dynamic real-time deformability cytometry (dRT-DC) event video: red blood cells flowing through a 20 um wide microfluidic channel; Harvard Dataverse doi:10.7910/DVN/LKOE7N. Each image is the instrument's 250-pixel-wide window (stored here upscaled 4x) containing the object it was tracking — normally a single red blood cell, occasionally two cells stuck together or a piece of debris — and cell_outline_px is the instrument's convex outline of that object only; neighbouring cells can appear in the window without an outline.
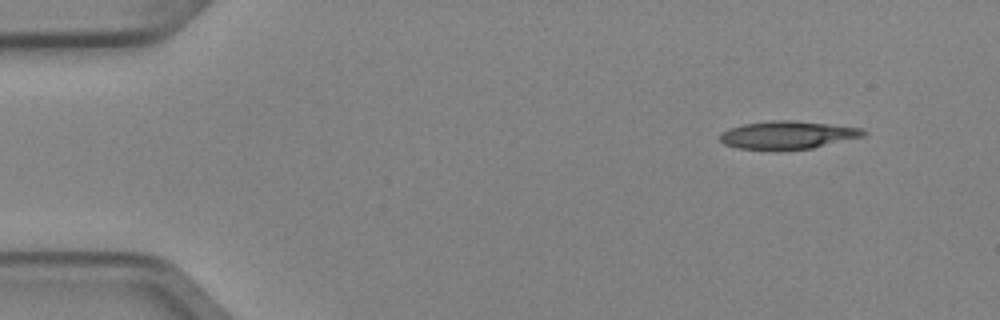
{"species": "Egyptian fruit bat (a non-hibernating species)", "species_latin": "Rousettus aegyptiacus", "temperature_condition": "cold", "stored_images_in_passage": 3, "camera_frame_rate_fps": 3000, "um_per_image_px": 0.085, "animal": {"sex": "female"}, "frame": {"image": 1, "passage_image": 3, "time_ms": 0.667, "image_size_px": [1000, 320], "cell_outline_px": [[868, 132], [864, 136], [812, 148], [776, 152], [736, 148], [724, 144], [720, 140], [720, 132], [728, 128], [744, 124], [772, 120], [788, 120], [860, 128]], "centroid_in_image_um": [66.86, 11.51], "position_along_channel_um": 18.1, "area_um2": 23.7}}